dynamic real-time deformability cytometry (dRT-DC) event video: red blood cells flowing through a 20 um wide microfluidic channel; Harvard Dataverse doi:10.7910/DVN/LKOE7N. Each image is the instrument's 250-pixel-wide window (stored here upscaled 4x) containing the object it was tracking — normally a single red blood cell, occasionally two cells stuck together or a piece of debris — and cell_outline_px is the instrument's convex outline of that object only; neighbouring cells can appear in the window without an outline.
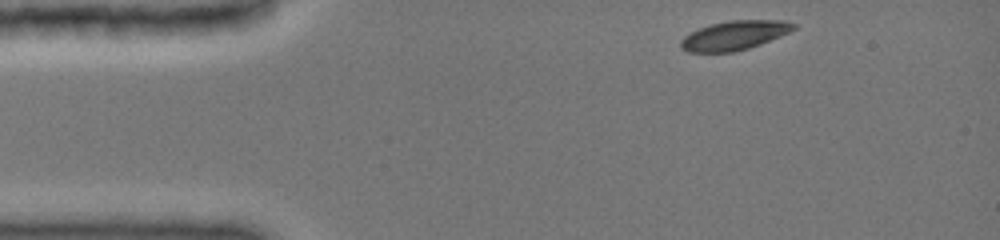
{"species": "common noctule bat (a hibernating species)", "species_latin": "Nyctalus noctula", "temperature_condition": "cold", "stored_images_in_passage": 4, "camera_frame_rate_fps": 3000, "um_per_image_px": 0.085, "animal": {"sex": "female", "body_mass_g": 19.0, "forearm_length_mm": 51.5}, "frame": {"image": 1, "passage_image": 1, "time_ms": 0.0, "image_size_px": [1000, 240], "cell_outline_px": [[796, 28], [788, 32], [748, 48], [732, 52], [688, 52], [680, 48], [680, 40], [684, 36], [700, 28], [712, 24], [732, 20], [784, 20], [796, 24]], "centroid_in_image_um": [62.39, 3.0], "position_along_channel_um": 22.6, "area_um2": 18.84}}
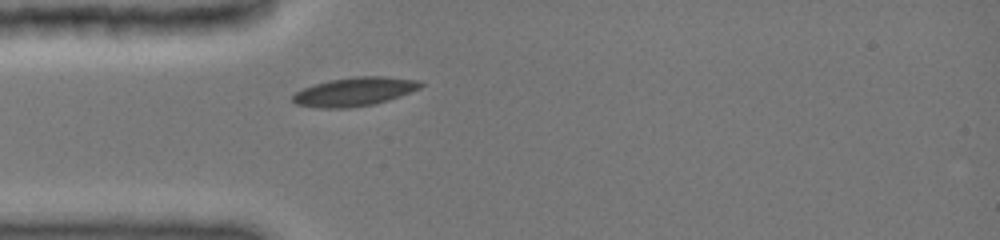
{"frame": {"image": 2, "passage_image": 4, "time_ms": 2.333, "image_size_px": [1000, 240], "cell_outline_px": [[424, 84], [420, 88], [388, 100], [372, 104], [344, 108], [320, 108], [296, 104], [292, 100], [292, 96], [296, 92], [304, 88], [328, 80], [356, 76], [380, 76], [416, 80]], "centroid_in_image_um": [30.1, 7.79], "position_along_channel_um": 54.9, "area_um2": 21.04}}